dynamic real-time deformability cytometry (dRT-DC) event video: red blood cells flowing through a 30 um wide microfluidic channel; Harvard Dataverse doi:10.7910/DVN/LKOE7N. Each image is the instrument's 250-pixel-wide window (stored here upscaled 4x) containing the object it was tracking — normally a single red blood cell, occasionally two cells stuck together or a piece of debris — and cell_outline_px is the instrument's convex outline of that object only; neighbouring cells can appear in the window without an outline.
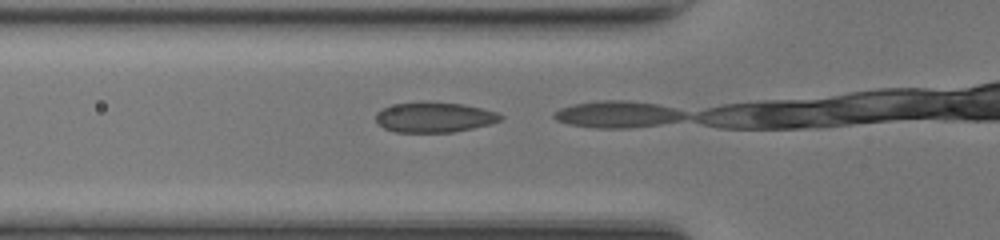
{"species": "common noctule bat (a hibernating species)", "species_latin": "Nyctalus noctula", "temperature_condition": "room temperature", "stored_images_in_passage": 3, "camera_frame_rate_fps": 3000, "um_per_image_px": 0.085, "animal": {"sex": "female", "body_mass_g": 17.0, "forearm_length_mm": 48.0}, "frame": {"image": 1, "passage_image": 2, "time_ms": 0.333, "image_size_px": [1000, 240], "cell_outline_px": [[504, 116], [500, 120], [492, 124], [452, 132], [396, 132], [384, 128], [376, 120], [376, 112], [380, 108], [396, 104], [420, 100], [424, 100], [464, 104], [496, 112]], "centroid_in_image_um": [36.9, 9.94], "position_along_channel_um": 88.9, "area_um2": 22.25}}